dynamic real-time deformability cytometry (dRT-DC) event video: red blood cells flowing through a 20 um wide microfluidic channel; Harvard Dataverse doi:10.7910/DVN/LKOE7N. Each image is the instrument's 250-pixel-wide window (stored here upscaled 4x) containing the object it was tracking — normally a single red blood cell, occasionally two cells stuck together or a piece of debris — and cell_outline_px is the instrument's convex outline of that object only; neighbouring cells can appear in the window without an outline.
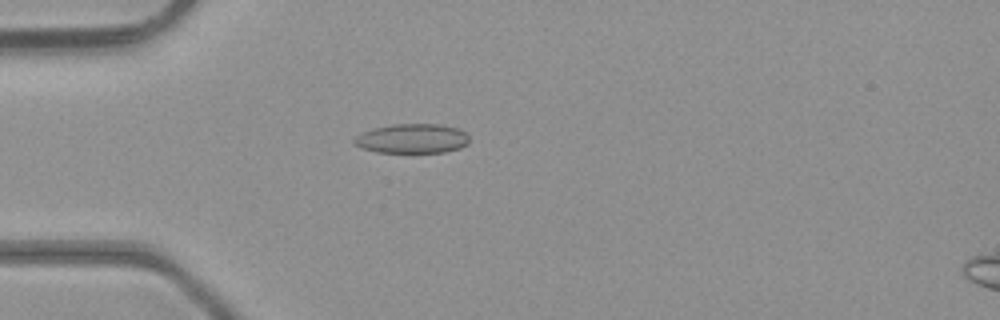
{"species": "common noctule bat (a hibernating species)", "species_latin": "Nyctalus noctula", "temperature_condition": "room temperature", "stored_images_in_passage": 29, "camera_frame_rate_fps": 3000, "um_per_image_px": 0.085, "animal": {"sex": "male", "body_mass_g": 23.1, "forearm_length_mm": 52.7}, "frame": {"image": 1, "passage_image": 1, "time_ms": 0.0, "image_size_px": [1000, 320], "cell_outline_px": [[468, 144], [460, 148], [444, 152], [376, 152], [360, 148], [352, 144], [352, 140], [356, 136], [372, 128], [392, 124], [440, 124], [460, 128], [468, 136]], "centroid_in_image_um": [35.01, 11.77], "position_along_channel_um": 50.0, "area_um2": 19.94}}
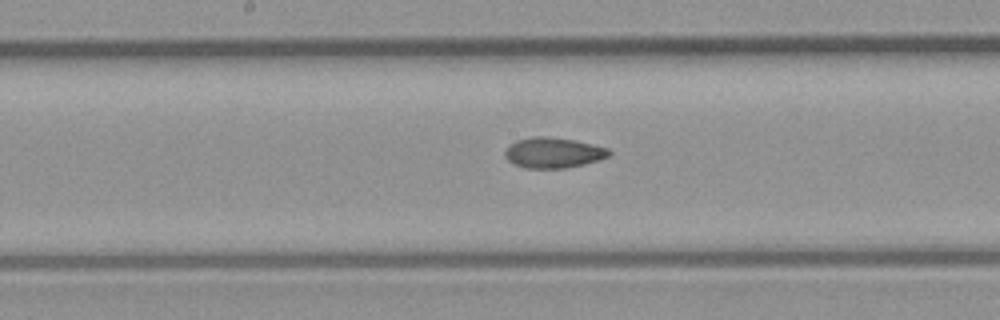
{"frame": {"image": 2, "passage_image": 12, "time_ms": 3.667, "image_size_px": [1000, 320], "cell_outline_px": [[612, 152], [608, 156], [600, 160], [584, 164], [564, 168], [524, 168], [512, 164], [504, 156], [504, 152], [516, 140], [532, 136], [544, 136], [572, 140], [592, 144], [608, 148]], "centroid_in_image_um": [47.02, 12.99], "position_along_channel_um": 201.2, "area_um2": 18.44}}
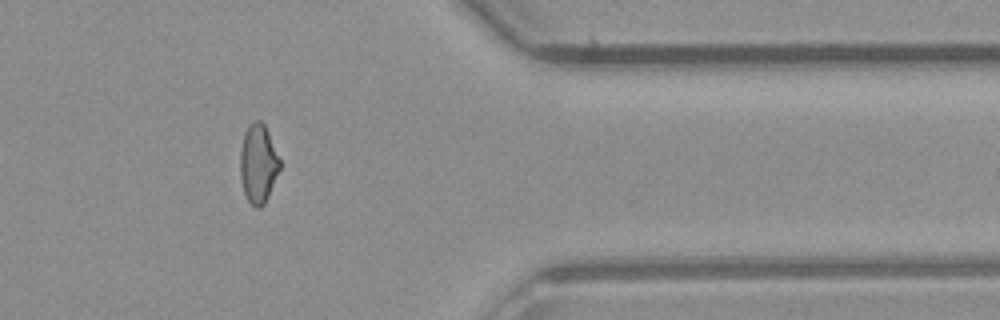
{"frame": {"image": 3, "passage_image": 26, "time_ms": 8.333, "image_size_px": [1000, 320], "cell_outline_px": [[280, 168], [268, 196], [264, 204], [260, 208], [256, 208], [248, 200], [244, 192], [240, 180], [240, 152], [244, 132], [248, 124], [256, 120], [260, 120], [264, 124], [268, 132], [280, 160]], "centroid_in_image_um": [21.93, 13.9], "position_along_channel_um": 389.5, "area_um2": 18.15}, "authors_computed_cell_mechanics": {"area_um2": 18.4382, "velocity_mm_per_s": 4.4516, "shape_relaxation_time_tau1_ms": 7.9821, "shape_relaxation_time_tau2_ms": 2.1743, "deformation_change_tau1": 0.1678, "deformation_change_tau2": 0.0784}}